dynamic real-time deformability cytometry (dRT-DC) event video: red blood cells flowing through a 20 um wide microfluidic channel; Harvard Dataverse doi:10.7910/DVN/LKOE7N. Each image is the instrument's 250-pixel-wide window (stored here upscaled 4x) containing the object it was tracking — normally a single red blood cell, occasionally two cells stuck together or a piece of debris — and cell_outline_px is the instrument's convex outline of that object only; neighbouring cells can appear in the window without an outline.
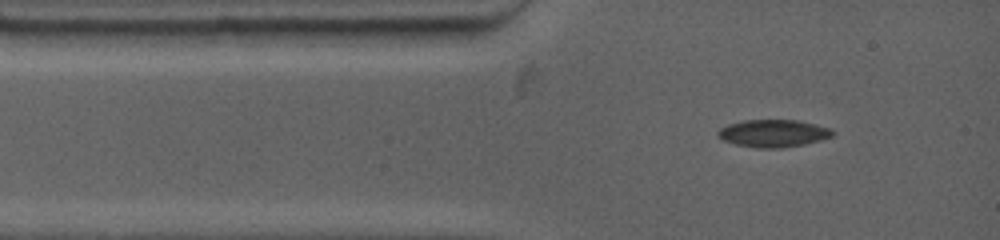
{"species": "common noctule bat (a hibernating species)", "species_latin": "Nyctalus noctula", "temperature_condition": "warm", "stored_images_in_passage": 7, "camera_frame_rate_fps": 4500, "um_per_image_px": 0.085, "animal": {"sex": "female", "body_mass_g": 19.0, "forearm_length_mm": 53.3}, "frame": {"image": 1, "passage_image": 1, "time_ms": 0.0, "image_size_px": [1000, 240], "cell_outline_px": [[836, 132], [832, 136], [820, 140], [804, 144], [780, 148], [756, 148], [736, 144], [724, 140], [716, 136], [716, 132], [720, 128], [728, 124], [744, 120], [796, 120], [816, 124], [832, 128]], "centroid_in_image_um": [65.74, 11.33], "position_along_channel_um": 19.3, "area_um2": 18.44}}
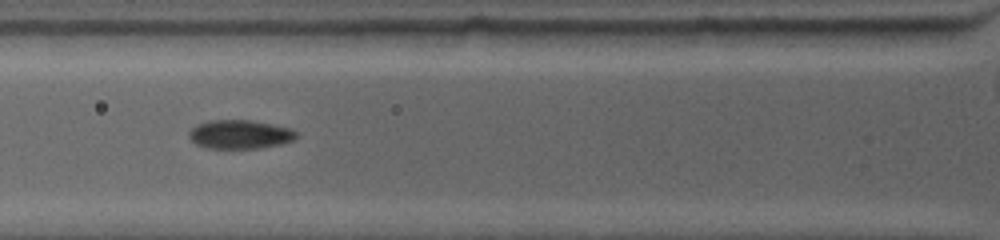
{"frame": {"image": 2, "passage_image": 6, "time_ms": 2.667, "image_size_px": [1000, 240], "cell_outline_px": [[300, 136], [296, 140], [280, 144], [260, 148], [204, 148], [196, 144], [188, 136], [188, 132], [196, 124], [208, 120], [252, 120], [292, 128], [300, 132]], "centroid_in_image_um": [20.45, 11.41], "position_along_channel_um": 105.4, "area_um2": 18.44}}
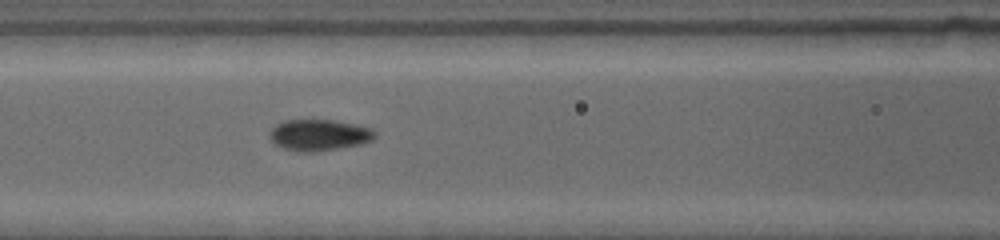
{"frame": {"image": 3, "passage_image": 7, "time_ms": 3.556, "image_size_px": [1000, 240], "cell_outline_px": [[376, 136], [372, 140], [360, 144], [316, 152], [296, 152], [284, 148], [276, 144], [268, 136], [268, 132], [276, 124], [284, 120], [336, 120], [356, 124], [372, 128], [376, 132]], "centroid_in_image_um": [27.12, 11.47], "position_along_channel_um": 139.5, "area_um2": 19.36}}